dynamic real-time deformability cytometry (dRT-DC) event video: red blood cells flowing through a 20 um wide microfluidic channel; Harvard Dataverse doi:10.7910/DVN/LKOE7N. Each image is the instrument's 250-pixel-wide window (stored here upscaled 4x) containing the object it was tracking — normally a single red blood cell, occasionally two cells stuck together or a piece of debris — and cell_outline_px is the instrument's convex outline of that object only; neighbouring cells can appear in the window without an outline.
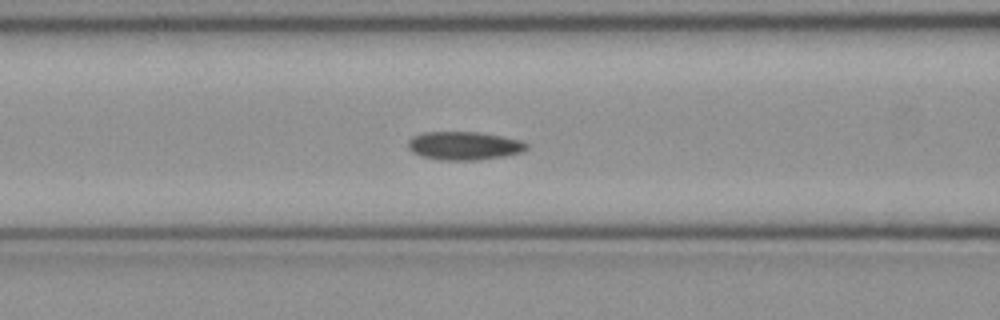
{"species": "common noctule bat (a hibernating species)", "species_latin": "Nyctalus noctula", "temperature_condition": "cold", "stored_images_in_passage": 47, "segment_of_instrument_passage": [1, 2], "camera_frame_rate_fps": 3000, "um_per_image_px": 0.085, "animal": {"sex": "female", "body_mass_g": 21.9}, "frame": {"image": 1, "passage_image": 15, "time_ms": 4.667, "image_size_px": [1000, 320], "cell_outline_px": [[528, 148], [520, 152], [504, 156], [476, 160], [440, 160], [424, 156], [412, 152], [408, 148], [408, 140], [412, 136], [424, 132], [480, 132], [520, 140], [528, 144]], "centroid_in_image_um": [39.43, 12.38], "position_along_channel_um": 127.2, "area_um2": 19.48}}
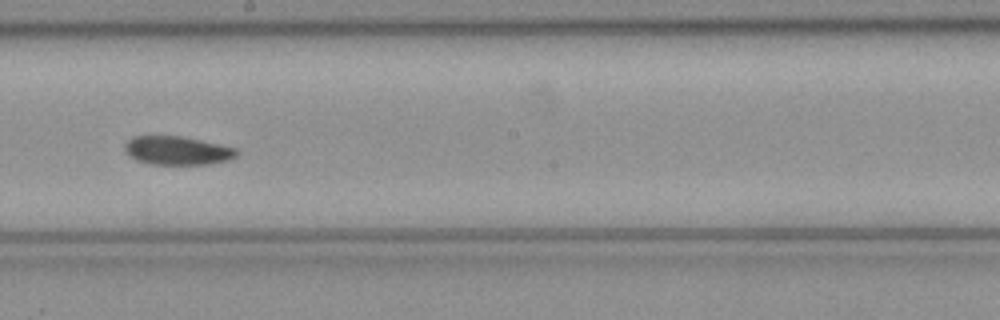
{"frame": {"image": 2, "passage_image": 23, "time_ms": 7.333, "image_size_px": [1000, 320], "cell_outline_px": [[240, 152], [236, 156], [228, 160], [208, 164], [148, 164], [136, 160], [128, 156], [124, 152], [124, 144], [132, 136], [180, 136], [200, 140], [236, 148]], "centroid_in_image_um": [15.02, 12.8], "position_along_channel_um": 233.2, "area_um2": 18.73}}
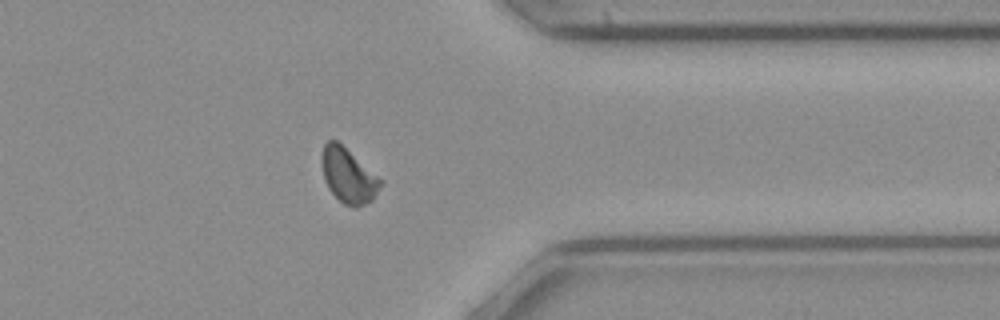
{"frame": {"image": 3, "passage_image": 35, "time_ms": 11.333, "image_size_px": [1000, 320], "cell_outline_px": [[384, 184], [372, 200], [356, 208], [352, 208], [344, 204], [328, 188], [324, 180], [320, 160], [324, 144], [328, 140], [336, 140], [376, 176]], "centroid_in_image_um": [29.57, 14.96], "position_along_channel_um": 381.8, "area_um2": 18.38}}